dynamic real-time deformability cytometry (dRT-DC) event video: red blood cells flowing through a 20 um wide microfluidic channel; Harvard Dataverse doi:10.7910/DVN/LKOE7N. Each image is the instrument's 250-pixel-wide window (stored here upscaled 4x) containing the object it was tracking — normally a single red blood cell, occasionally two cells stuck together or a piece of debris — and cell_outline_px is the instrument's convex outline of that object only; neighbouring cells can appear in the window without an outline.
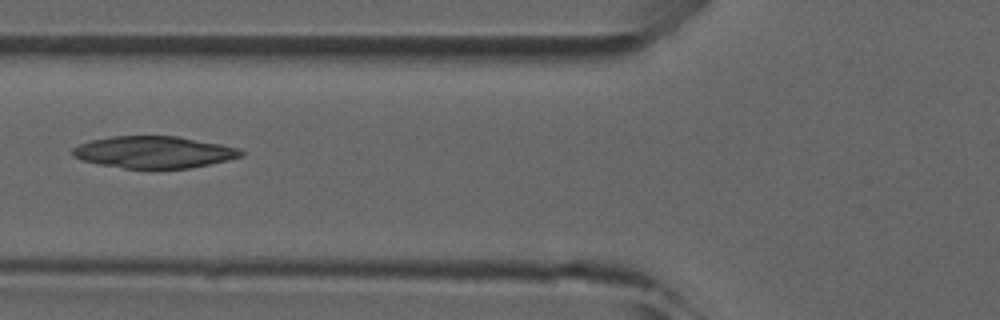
{"species": "common noctule bat (a hibernating species)", "species_latin": "Nyctalus noctula", "temperature_condition": "room temperature", "stored_images_in_passage": 7, "camera_frame_rate_fps": 3000, "um_per_image_px": 0.085, "animal": {"sex": "male", "forearm_length_mm": 52.5}, "frame": {"image": 1, "passage_image": 6, "time_ms": 6.667, "image_size_px": [1000, 320], "cell_outline_px": [[244, 156], [228, 160], [188, 168], [124, 168], [100, 164], [84, 160], [72, 156], [72, 148], [80, 144], [92, 140], [112, 136], [176, 136], [220, 144], [240, 148], [244, 152]], "centroid_in_image_um": [13.1, 12.93], "position_along_channel_um": 112.7, "area_um2": 31.04}}
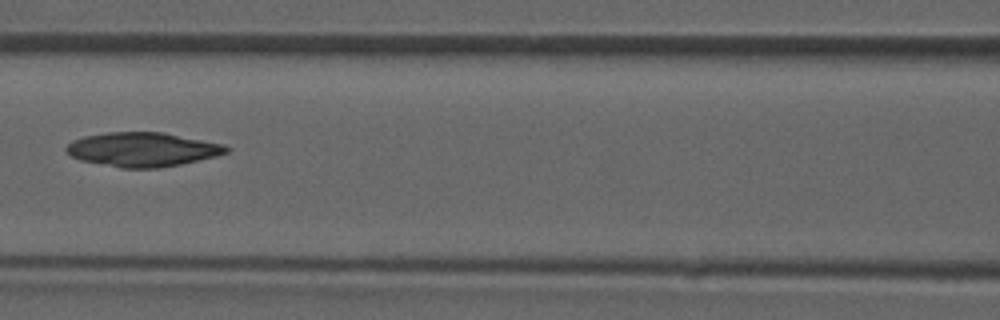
{"frame": {"image": 2, "passage_image": 7, "time_ms": 7.667, "image_size_px": [1000, 320], "cell_outline_px": [[232, 148], [228, 152], [216, 156], [180, 164], [156, 168], [124, 168], [80, 160], [72, 156], [64, 148], [72, 140], [84, 136], [108, 132], [164, 132], [224, 144]], "centroid_in_image_um": [12.14, 12.69], "position_along_channel_um": 154.5, "area_um2": 31.79}}